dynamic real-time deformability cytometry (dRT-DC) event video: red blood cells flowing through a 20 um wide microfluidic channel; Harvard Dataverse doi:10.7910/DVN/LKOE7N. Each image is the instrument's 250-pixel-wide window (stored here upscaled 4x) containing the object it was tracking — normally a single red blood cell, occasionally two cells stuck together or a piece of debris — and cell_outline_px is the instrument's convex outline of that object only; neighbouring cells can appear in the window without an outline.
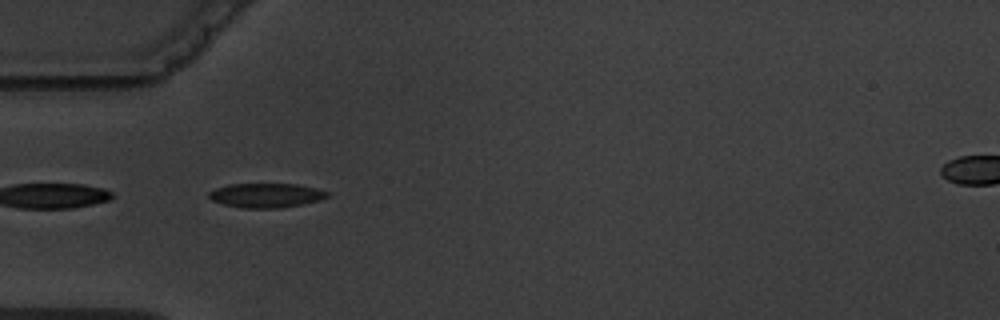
{"species": "common noctule bat (a hibernating species)", "species_latin": "Nyctalus noctula", "temperature_condition": "warm", "stored_images_in_passage": 5, "segment_of_instrument_passage": [2, 2], "camera_frame_rate_fps": 3000, "um_per_image_px": 0.085, "animal": {"sex": "male", "body_mass_g": 19.5, "forearm_length_mm": 54.6}, "frame": {"image": 1, "passage_image": 3, "time_ms": 2.667, "image_size_px": [1000, 320], "cell_outline_px": [[328, 196], [320, 200], [280, 208], [244, 208], [224, 204], [212, 200], [208, 196], [208, 192], [216, 188], [228, 184], [296, 184], [316, 188], [328, 192]], "centroid_in_image_um": [22.6, 16.6], "position_along_channel_um": 62.4, "area_um2": 16.65}}
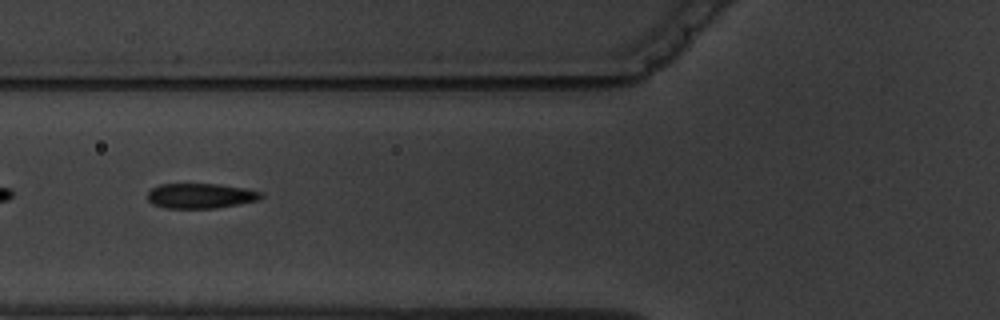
{"frame": {"image": 2, "passage_image": 4, "time_ms": 4.0, "image_size_px": [1000, 320], "cell_outline_px": [[264, 196], [256, 200], [216, 208], [164, 208], [152, 204], [148, 200], [148, 192], [152, 188], [160, 184], [216, 184], [244, 188], [264, 192]], "centroid_in_image_um": [17.03, 16.64], "position_along_channel_um": 108.8, "area_um2": 16.47}}